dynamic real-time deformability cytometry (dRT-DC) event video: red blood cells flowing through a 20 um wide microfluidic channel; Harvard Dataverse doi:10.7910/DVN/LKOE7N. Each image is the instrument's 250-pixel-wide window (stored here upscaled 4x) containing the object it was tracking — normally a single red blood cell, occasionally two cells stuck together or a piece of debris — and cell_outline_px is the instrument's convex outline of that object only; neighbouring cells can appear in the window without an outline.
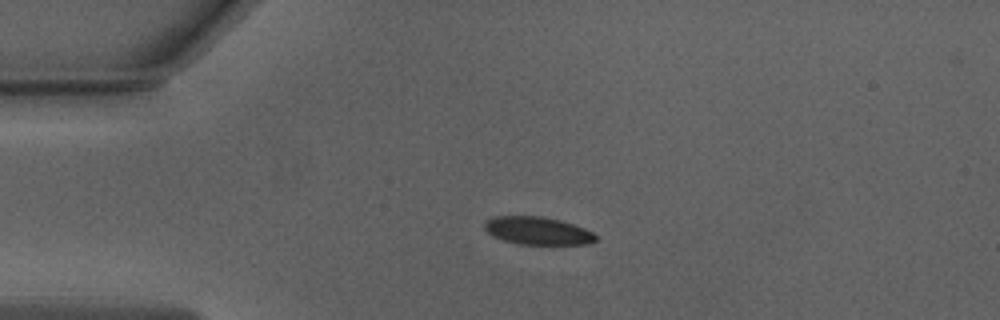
{"species": "Egyptian fruit bat (a non-hibernating species)", "species_latin": "Rousettus aegyptiacus", "temperature_condition": "warm", "stored_images_in_passage": 40, "camera_frame_rate_fps": 3000, "um_per_image_px": 0.085, "animal": {"sex": "male"}, "frame": {"image": 1, "passage_image": 1, "time_ms": 0.0, "image_size_px": [1000, 320], "cell_outline_px": [[596, 240], [588, 244], [520, 244], [504, 240], [488, 232], [484, 228], [484, 224], [488, 220], [496, 216], [540, 216], [560, 220], [584, 228], [592, 232], [596, 236]], "centroid_in_image_um": [45.72, 19.61], "position_along_channel_um": 39.3, "area_um2": 17.69}}
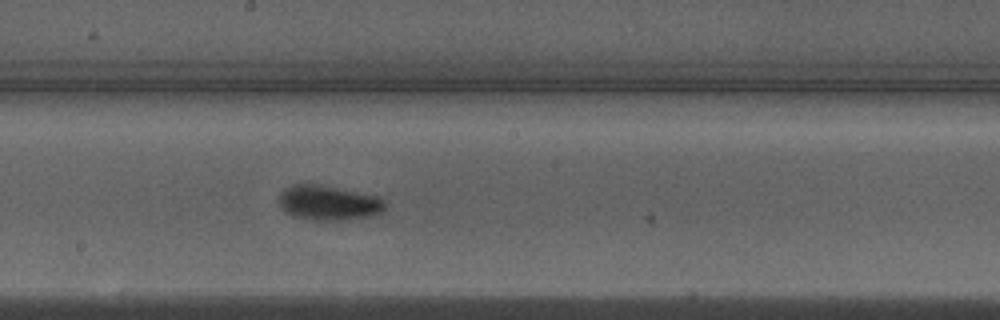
{"frame": {"image": 2, "passage_image": 17, "time_ms": 5.333, "image_size_px": [1000, 320], "cell_outline_px": [[388, 208], [384, 212], [376, 216], [352, 220], [312, 220], [292, 216], [284, 212], [280, 208], [276, 200], [280, 192], [284, 188], [292, 184], [320, 184], [380, 196], [388, 204]], "centroid_in_image_um": [27.96, 17.25], "position_along_channel_um": 220.2, "area_um2": 22.6}}
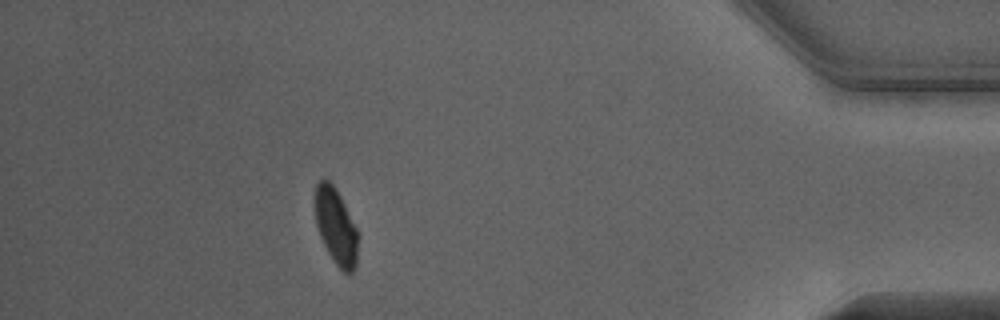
{"frame": {"image": 3, "passage_image": 35, "time_ms": 11.333, "image_size_px": [1000, 320], "cell_outline_px": [[356, 264], [352, 272], [348, 276], [336, 264], [328, 252], [320, 236], [316, 224], [312, 204], [316, 184], [324, 176], [336, 188], [356, 228]], "centroid_in_image_um": [28.48, 19.17], "position_along_channel_um": 406.7, "area_um2": 19.07}, "authors_computed_cell_mechanics": {"area_um2": 20.7502, "velocity_mm_per_s": 3.9824, "shape_relaxation_time_tau1_ms": 2.0008, "shape_relaxation_time_tau2_ms": 0.4688, "deformation_change_tau1": 0.148, "deformation_change_tau2": 0.0564}}